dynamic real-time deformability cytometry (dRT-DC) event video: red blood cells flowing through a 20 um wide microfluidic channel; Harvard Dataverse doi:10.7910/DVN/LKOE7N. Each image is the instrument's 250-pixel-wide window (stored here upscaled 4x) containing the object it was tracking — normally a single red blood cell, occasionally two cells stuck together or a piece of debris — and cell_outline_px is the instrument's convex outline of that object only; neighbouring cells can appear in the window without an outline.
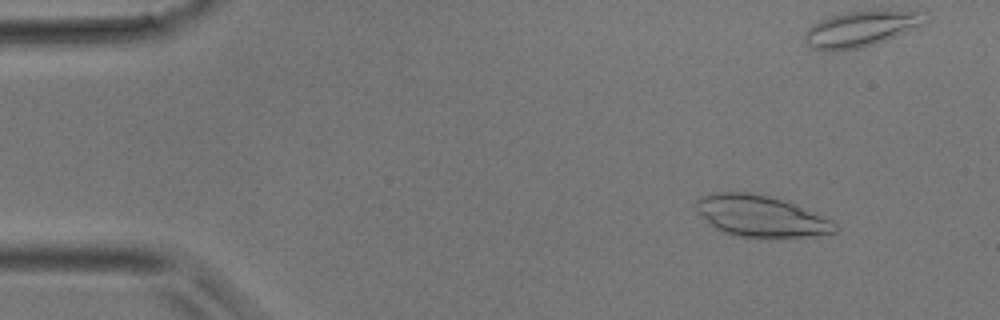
{"species": "common noctule bat (a hibernating species)", "species_latin": "Nyctalus noctula", "temperature_condition": "room temperature", "stored_images_in_passage": 37, "camera_frame_rate_fps": 3000, "um_per_image_px": 0.085, "animal": {"sex": "male", "body_mass_g": 17.9}, "frame": {"image": 1, "passage_image": 1, "time_ms": 0.0, "image_size_px": [1000, 320], "cell_outline_px": [[840, 232], [804, 236], [740, 236], [724, 232], [716, 228], [700, 216], [696, 208], [696, 200], [712, 192], [748, 192], [768, 196], [796, 204], [832, 220], [840, 228]], "centroid_in_image_um": [64.69, 18.35], "position_along_channel_um": 20.3, "area_um2": 32.95}}
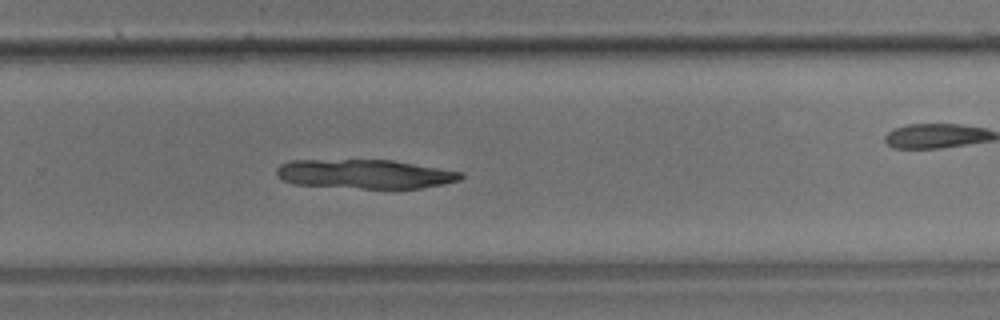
{"frame": {"image": 2, "passage_image": 23, "time_ms": 7.333, "image_size_px": [1000, 320], "cell_outline_px": [[464, 176], [460, 180], [444, 184], [420, 188], [360, 188], [292, 184], [284, 180], [276, 172], [276, 168], [280, 164], [288, 160], [392, 160], [460, 172]], "centroid_in_image_um": [30.98, 14.79], "position_along_channel_um": 298.8, "area_um2": 31.04}}
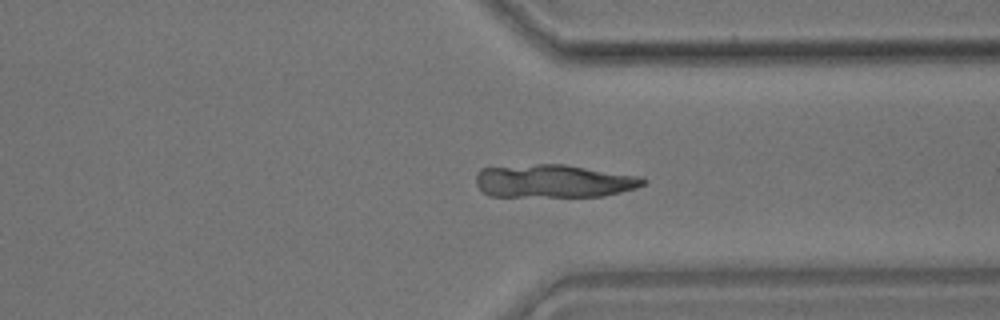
{"frame": {"image": 3, "passage_image": 27, "time_ms": 8.667, "image_size_px": [1000, 320], "cell_outline_px": [[648, 180], [644, 184], [636, 188], [604, 196], [488, 196], [476, 184], [476, 176], [480, 168], [536, 164], [564, 164], [640, 176]], "centroid_in_image_um": [47.07, 15.39], "position_along_channel_um": 364.3, "area_um2": 32.19}}